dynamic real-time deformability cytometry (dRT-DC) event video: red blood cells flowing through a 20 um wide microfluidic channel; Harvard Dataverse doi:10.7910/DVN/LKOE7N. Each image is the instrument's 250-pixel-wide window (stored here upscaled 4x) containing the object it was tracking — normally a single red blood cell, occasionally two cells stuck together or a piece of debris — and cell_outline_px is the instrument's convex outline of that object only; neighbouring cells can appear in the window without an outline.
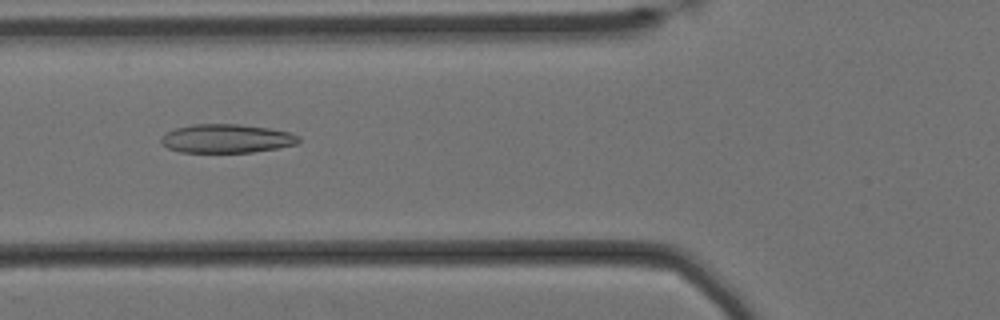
{"species": "Egyptian fruit bat (a non-hibernating species)", "species_latin": "Rousettus aegyptiacus", "temperature_condition": "cold", "stored_images_in_passage": 58, "camera_frame_rate_fps": 3000, "um_per_image_px": 0.085, "animal": {"sex": "female"}, "frame": {"image": 1, "passage_image": 21, "time_ms": 6.667, "image_size_px": [1000, 320], "cell_outline_px": [[300, 140], [296, 144], [276, 148], [252, 152], [180, 152], [168, 148], [160, 144], [160, 136], [176, 128], [192, 124], [240, 124], [268, 128], [288, 132], [300, 136]], "centroid_in_image_um": [19.22, 11.77], "position_along_channel_um": 106.6, "area_um2": 23.0}}
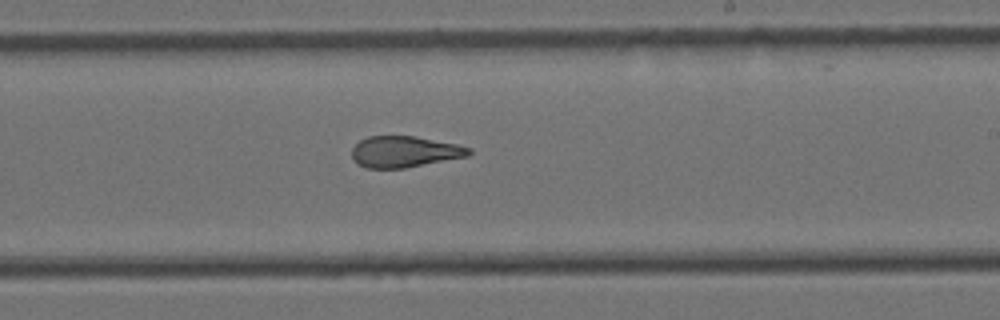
{"frame": {"image": 2, "passage_image": 34, "time_ms": 11.0, "image_size_px": [1000, 320], "cell_outline_px": [[472, 152], [468, 156], [404, 168], [368, 168], [356, 164], [352, 160], [352, 148], [360, 140], [368, 136], [416, 136], [456, 144], [472, 148]], "centroid_in_image_um": [34.36, 12.89], "position_along_channel_um": 254.6, "area_um2": 21.33}}
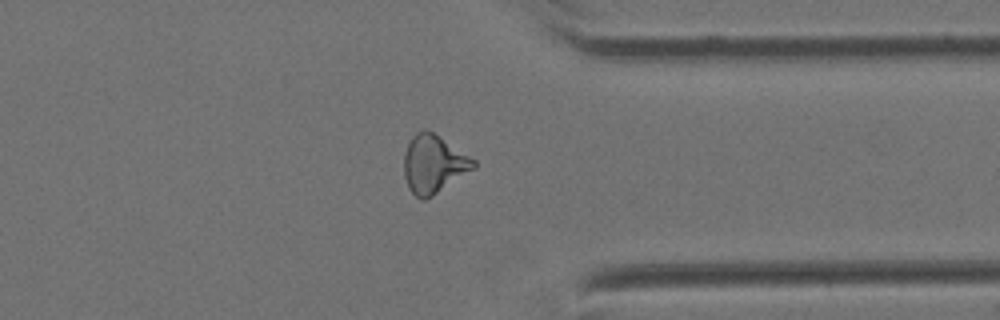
{"frame": {"image": 3, "passage_image": 45, "time_ms": 14.667, "image_size_px": [1000, 320], "cell_outline_px": [[476, 168], [432, 196], [424, 200], [420, 200], [408, 188], [404, 176], [404, 152], [412, 136], [416, 132], [424, 128], [432, 132], [476, 160]], "centroid_in_image_um": [36.85, 13.96], "position_along_channel_um": 374.6, "area_um2": 23.52}, "authors_computed_cell_mechanics": {"area_um2": 23.2645, "velocity_mm_per_s": 3.4161, "shape_relaxation_time_tau1_ms": null, "shape_relaxation_time_tau2_ms": 3.0964, "deformation_change_tau1": null, "deformation_change_tau2": 0.129}}